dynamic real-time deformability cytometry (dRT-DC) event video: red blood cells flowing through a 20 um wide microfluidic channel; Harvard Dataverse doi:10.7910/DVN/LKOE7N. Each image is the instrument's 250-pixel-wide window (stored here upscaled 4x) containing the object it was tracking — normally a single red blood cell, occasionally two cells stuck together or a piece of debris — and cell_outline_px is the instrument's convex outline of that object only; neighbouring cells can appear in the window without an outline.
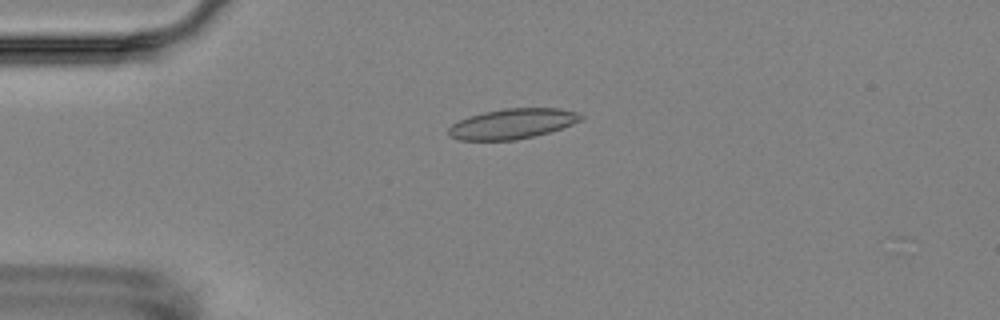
{"species": "Egyptian fruit bat (a non-hibernating species)", "species_latin": "Rousettus aegyptiacus", "temperature_condition": "room temperature", "stored_images_in_passage": 4, "camera_frame_rate_fps": 3000, "um_per_image_px": 0.085, "animal": {"sex": "female"}, "frame": {"image": 1, "passage_image": 2, "time_ms": 1.333, "image_size_px": [1000, 320], "cell_outline_px": [[584, 116], [580, 120], [572, 124], [548, 132], [516, 140], [460, 140], [448, 136], [448, 128], [452, 124], [468, 116], [484, 112], [504, 108], [560, 108], [576, 112]], "centroid_in_image_um": [43.52, 10.51], "position_along_channel_um": 41.5, "area_um2": 23.12}}